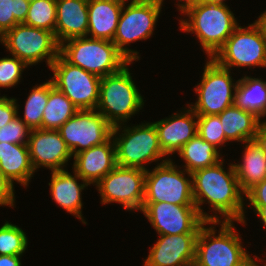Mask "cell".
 <instances>
[{"label": "cell", "mask_w": 266, "mask_h": 266, "mask_svg": "<svg viewBox=\"0 0 266 266\" xmlns=\"http://www.w3.org/2000/svg\"><path fill=\"white\" fill-rule=\"evenodd\" d=\"M228 162L222 158L213 166L191 173L194 203L205 221H235L245 226L248 220L245 193L240 188L233 162Z\"/></svg>", "instance_id": "obj_1"}, {"label": "cell", "mask_w": 266, "mask_h": 266, "mask_svg": "<svg viewBox=\"0 0 266 266\" xmlns=\"http://www.w3.org/2000/svg\"><path fill=\"white\" fill-rule=\"evenodd\" d=\"M233 12L226 3L202 1L180 15L179 31L193 34L207 58H213L240 24Z\"/></svg>", "instance_id": "obj_2"}, {"label": "cell", "mask_w": 266, "mask_h": 266, "mask_svg": "<svg viewBox=\"0 0 266 266\" xmlns=\"http://www.w3.org/2000/svg\"><path fill=\"white\" fill-rule=\"evenodd\" d=\"M235 221H206L196 239L197 266H250L252 253L244 247ZM217 227L218 230H217Z\"/></svg>", "instance_id": "obj_3"}, {"label": "cell", "mask_w": 266, "mask_h": 266, "mask_svg": "<svg viewBox=\"0 0 266 266\" xmlns=\"http://www.w3.org/2000/svg\"><path fill=\"white\" fill-rule=\"evenodd\" d=\"M111 136L115 144L117 166L148 170L152 163L158 165L170 159L160 147L158 133L152 122L144 120L131 126L129 123L116 125L112 128Z\"/></svg>", "instance_id": "obj_4"}, {"label": "cell", "mask_w": 266, "mask_h": 266, "mask_svg": "<svg viewBox=\"0 0 266 266\" xmlns=\"http://www.w3.org/2000/svg\"><path fill=\"white\" fill-rule=\"evenodd\" d=\"M129 62L119 72L101 77L96 110L114 127L139 114L146 100L137 87ZM141 110V111H140Z\"/></svg>", "instance_id": "obj_5"}, {"label": "cell", "mask_w": 266, "mask_h": 266, "mask_svg": "<svg viewBox=\"0 0 266 266\" xmlns=\"http://www.w3.org/2000/svg\"><path fill=\"white\" fill-rule=\"evenodd\" d=\"M162 8L164 7L156 0L124 2L112 42L128 62L134 63L140 60V53L130 48V45L135 42H145L153 37Z\"/></svg>", "instance_id": "obj_6"}, {"label": "cell", "mask_w": 266, "mask_h": 266, "mask_svg": "<svg viewBox=\"0 0 266 266\" xmlns=\"http://www.w3.org/2000/svg\"><path fill=\"white\" fill-rule=\"evenodd\" d=\"M59 54L70 64L99 77L117 73L129 63L112 41L87 36L61 43Z\"/></svg>", "instance_id": "obj_7"}, {"label": "cell", "mask_w": 266, "mask_h": 266, "mask_svg": "<svg viewBox=\"0 0 266 266\" xmlns=\"http://www.w3.org/2000/svg\"><path fill=\"white\" fill-rule=\"evenodd\" d=\"M200 83L193 87L195 102L187 105L197 115H219L234 105L239 79H234L231 70L220 66L213 58H206Z\"/></svg>", "instance_id": "obj_8"}, {"label": "cell", "mask_w": 266, "mask_h": 266, "mask_svg": "<svg viewBox=\"0 0 266 266\" xmlns=\"http://www.w3.org/2000/svg\"><path fill=\"white\" fill-rule=\"evenodd\" d=\"M5 52L14 55L31 68L42 63L50 68L59 55L60 45L55 35L47 30L18 23L0 37Z\"/></svg>", "instance_id": "obj_9"}, {"label": "cell", "mask_w": 266, "mask_h": 266, "mask_svg": "<svg viewBox=\"0 0 266 266\" xmlns=\"http://www.w3.org/2000/svg\"><path fill=\"white\" fill-rule=\"evenodd\" d=\"M213 59L231 71L266 68V39L255 22L238 25Z\"/></svg>", "instance_id": "obj_10"}, {"label": "cell", "mask_w": 266, "mask_h": 266, "mask_svg": "<svg viewBox=\"0 0 266 266\" xmlns=\"http://www.w3.org/2000/svg\"><path fill=\"white\" fill-rule=\"evenodd\" d=\"M175 159L146 170L143 202H167L176 205H195L192 176ZM187 175V176H186Z\"/></svg>", "instance_id": "obj_11"}, {"label": "cell", "mask_w": 266, "mask_h": 266, "mask_svg": "<svg viewBox=\"0 0 266 266\" xmlns=\"http://www.w3.org/2000/svg\"><path fill=\"white\" fill-rule=\"evenodd\" d=\"M145 177L146 170L116 166L94 185L101 205L117 203L125 211H141L145 196Z\"/></svg>", "instance_id": "obj_12"}, {"label": "cell", "mask_w": 266, "mask_h": 266, "mask_svg": "<svg viewBox=\"0 0 266 266\" xmlns=\"http://www.w3.org/2000/svg\"><path fill=\"white\" fill-rule=\"evenodd\" d=\"M53 86L79 109H96L101 77L67 62L60 54L48 69Z\"/></svg>", "instance_id": "obj_13"}, {"label": "cell", "mask_w": 266, "mask_h": 266, "mask_svg": "<svg viewBox=\"0 0 266 266\" xmlns=\"http://www.w3.org/2000/svg\"><path fill=\"white\" fill-rule=\"evenodd\" d=\"M113 126L96 109L78 110L59 129L72 155L106 142Z\"/></svg>", "instance_id": "obj_14"}, {"label": "cell", "mask_w": 266, "mask_h": 266, "mask_svg": "<svg viewBox=\"0 0 266 266\" xmlns=\"http://www.w3.org/2000/svg\"><path fill=\"white\" fill-rule=\"evenodd\" d=\"M140 212L158 235L198 233L206 222L195 205L143 202Z\"/></svg>", "instance_id": "obj_15"}, {"label": "cell", "mask_w": 266, "mask_h": 266, "mask_svg": "<svg viewBox=\"0 0 266 266\" xmlns=\"http://www.w3.org/2000/svg\"><path fill=\"white\" fill-rule=\"evenodd\" d=\"M28 148L32 167L36 172L43 167L52 171L66 170L73 155L58 130H31Z\"/></svg>", "instance_id": "obj_16"}, {"label": "cell", "mask_w": 266, "mask_h": 266, "mask_svg": "<svg viewBox=\"0 0 266 266\" xmlns=\"http://www.w3.org/2000/svg\"><path fill=\"white\" fill-rule=\"evenodd\" d=\"M198 233L158 235L142 266H187L195 262Z\"/></svg>", "instance_id": "obj_17"}, {"label": "cell", "mask_w": 266, "mask_h": 266, "mask_svg": "<svg viewBox=\"0 0 266 266\" xmlns=\"http://www.w3.org/2000/svg\"><path fill=\"white\" fill-rule=\"evenodd\" d=\"M152 123L157 130L160 147L170 159L197 135V114L187 104L171 116Z\"/></svg>", "instance_id": "obj_18"}, {"label": "cell", "mask_w": 266, "mask_h": 266, "mask_svg": "<svg viewBox=\"0 0 266 266\" xmlns=\"http://www.w3.org/2000/svg\"><path fill=\"white\" fill-rule=\"evenodd\" d=\"M71 173L68 169L52 171L48 183L50 187L49 194L57 206L61 207L60 209H64L66 213L73 215L84 225H87L88 223L82 212L84 205L82 193L91 185L73 170Z\"/></svg>", "instance_id": "obj_19"}, {"label": "cell", "mask_w": 266, "mask_h": 266, "mask_svg": "<svg viewBox=\"0 0 266 266\" xmlns=\"http://www.w3.org/2000/svg\"><path fill=\"white\" fill-rule=\"evenodd\" d=\"M72 169L90 185H96L116 166L115 144L112 136L103 144L93 146L73 156Z\"/></svg>", "instance_id": "obj_20"}, {"label": "cell", "mask_w": 266, "mask_h": 266, "mask_svg": "<svg viewBox=\"0 0 266 266\" xmlns=\"http://www.w3.org/2000/svg\"><path fill=\"white\" fill-rule=\"evenodd\" d=\"M88 0H56L55 38L59 45L69 39L86 37Z\"/></svg>", "instance_id": "obj_21"}, {"label": "cell", "mask_w": 266, "mask_h": 266, "mask_svg": "<svg viewBox=\"0 0 266 266\" xmlns=\"http://www.w3.org/2000/svg\"><path fill=\"white\" fill-rule=\"evenodd\" d=\"M126 0H88L87 37L113 41Z\"/></svg>", "instance_id": "obj_22"}, {"label": "cell", "mask_w": 266, "mask_h": 266, "mask_svg": "<svg viewBox=\"0 0 266 266\" xmlns=\"http://www.w3.org/2000/svg\"><path fill=\"white\" fill-rule=\"evenodd\" d=\"M0 169L13 186L19 184L25 189L29 187L35 171L30 161L28 144L0 142Z\"/></svg>", "instance_id": "obj_23"}, {"label": "cell", "mask_w": 266, "mask_h": 266, "mask_svg": "<svg viewBox=\"0 0 266 266\" xmlns=\"http://www.w3.org/2000/svg\"><path fill=\"white\" fill-rule=\"evenodd\" d=\"M241 145L244 147L243 155L237 163L233 160V164L240 188L246 193L266 178V155L254 140Z\"/></svg>", "instance_id": "obj_24"}, {"label": "cell", "mask_w": 266, "mask_h": 266, "mask_svg": "<svg viewBox=\"0 0 266 266\" xmlns=\"http://www.w3.org/2000/svg\"><path fill=\"white\" fill-rule=\"evenodd\" d=\"M226 139L243 144L251 141L256 135L257 128L262 120L253 112L237 107L235 104L226 108L219 115Z\"/></svg>", "instance_id": "obj_25"}, {"label": "cell", "mask_w": 266, "mask_h": 266, "mask_svg": "<svg viewBox=\"0 0 266 266\" xmlns=\"http://www.w3.org/2000/svg\"><path fill=\"white\" fill-rule=\"evenodd\" d=\"M244 73L237 84L234 104L266 121V80Z\"/></svg>", "instance_id": "obj_26"}, {"label": "cell", "mask_w": 266, "mask_h": 266, "mask_svg": "<svg viewBox=\"0 0 266 266\" xmlns=\"http://www.w3.org/2000/svg\"><path fill=\"white\" fill-rule=\"evenodd\" d=\"M212 144L203 140L198 134L190 139L175 155L181 158L182 164L178 165L187 172L192 173L198 169L215 165L224 156ZM184 164V165H183Z\"/></svg>", "instance_id": "obj_27"}, {"label": "cell", "mask_w": 266, "mask_h": 266, "mask_svg": "<svg viewBox=\"0 0 266 266\" xmlns=\"http://www.w3.org/2000/svg\"><path fill=\"white\" fill-rule=\"evenodd\" d=\"M79 109L48 79V101L42 117V129L58 130Z\"/></svg>", "instance_id": "obj_28"}, {"label": "cell", "mask_w": 266, "mask_h": 266, "mask_svg": "<svg viewBox=\"0 0 266 266\" xmlns=\"http://www.w3.org/2000/svg\"><path fill=\"white\" fill-rule=\"evenodd\" d=\"M24 102V111L20 115V105L18 99L13 97L17 106L18 117L31 129H40L45 106L48 101V80L35 84L27 94Z\"/></svg>", "instance_id": "obj_29"}, {"label": "cell", "mask_w": 266, "mask_h": 266, "mask_svg": "<svg viewBox=\"0 0 266 266\" xmlns=\"http://www.w3.org/2000/svg\"><path fill=\"white\" fill-rule=\"evenodd\" d=\"M24 24L50 31L55 35L56 0L30 1Z\"/></svg>", "instance_id": "obj_30"}, {"label": "cell", "mask_w": 266, "mask_h": 266, "mask_svg": "<svg viewBox=\"0 0 266 266\" xmlns=\"http://www.w3.org/2000/svg\"><path fill=\"white\" fill-rule=\"evenodd\" d=\"M20 226L4 221L0 226V255H24L29 245V238Z\"/></svg>", "instance_id": "obj_31"}, {"label": "cell", "mask_w": 266, "mask_h": 266, "mask_svg": "<svg viewBox=\"0 0 266 266\" xmlns=\"http://www.w3.org/2000/svg\"><path fill=\"white\" fill-rule=\"evenodd\" d=\"M28 0H0V37L18 23H24L28 13Z\"/></svg>", "instance_id": "obj_32"}, {"label": "cell", "mask_w": 266, "mask_h": 266, "mask_svg": "<svg viewBox=\"0 0 266 266\" xmlns=\"http://www.w3.org/2000/svg\"><path fill=\"white\" fill-rule=\"evenodd\" d=\"M197 134L220 152L229 145L218 115H197Z\"/></svg>", "instance_id": "obj_33"}, {"label": "cell", "mask_w": 266, "mask_h": 266, "mask_svg": "<svg viewBox=\"0 0 266 266\" xmlns=\"http://www.w3.org/2000/svg\"><path fill=\"white\" fill-rule=\"evenodd\" d=\"M26 68L30 67L14 55L0 57V88L8 90L17 87L24 79L22 76Z\"/></svg>", "instance_id": "obj_34"}, {"label": "cell", "mask_w": 266, "mask_h": 266, "mask_svg": "<svg viewBox=\"0 0 266 266\" xmlns=\"http://www.w3.org/2000/svg\"><path fill=\"white\" fill-rule=\"evenodd\" d=\"M31 129L18 117L0 128V142L28 144Z\"/></svg>", "instance_id": "obj_35"}, {"label": "cell", "mask_w": 266, "mask_h": 266, "mask_svg": "<svg viewBox=\"0 0 266 266\" xmlns=\"http://www.w3.org/2000/svg\"><path fill=\"white\" fill-rule=\"evenodd\" d=\"M15 187L5 177L0 169V207H11L12 209L16 206V195Z\"/></svg>", "instance_id": "obj_36"}, {"label": "cell", "mask_w": 266, "mask_h": 266, "mask_svg": "<svg viewBox=\"0 0 266 266\" xmlns=\"http://www.w3.org/2000/svg\"><path fill=\"white\" fill-rule=\"evenodd\" d=\"M17 116V106L13 97L7 94L0 96V128Z\"/></svg>", "instance_id": "obj_37"}, {"label": "cell", "mask_w": 266, "mask_h": 266, "mask_svg": "<svg viewBox=\"0 0 266 266\" xmlns=\"http://www.w3.org/2000/svg\"><path fill=\"white\" fill-rule=\"evenodd\" d=\"M245 204L247 206H266V178L245 193Z\"/></svg>", "instance_id": "obj_38"}, {"label": "cell", "mask_w": 266, "mask_h": 266, "mask_svg": "<svg viewBox=\"0 0 266 266\" xmlns=\"http://www.w3.org/2000/svg\"><path fill=\"white\" fill-rule=\"evenodd\" d=\"M266 155V121H262L256 131V135L253 139Z\"/></svg>", "instance_id": "obj_39"}, {"label": "cell", "mask_w": 266, "mask_h": 266, "mask_svg": "<svg viewBox=\"0 0 266 266\" xmlns=\"http://www.w3.org/2000/svg\"><path fill=\"white\" fill-rule=\"evenodd\" d=\"M156 1L162 6L165 4L164 2L165 0H156ZM200 2H202V0H176L174 5L176 6L175 8H177L176 10H178V12H180L179 14L181 15L186 9Z\"/></svg>", "instance_id": "obj_40"}, {"label": "cell", "mask_w": 266, "mask_h": 266, "mask_svg": "<svg viewBox=\"0 0 266 266\" xmlns=\"http://www.w3.org/2000/svg\"><path fill=\"white\" fill-rule=\"evenodd\" d=\"M24 255H0V266H22Z\"/></svg>", "instance_id": "obj_41"}, {"label": "cell", "mask_w": 266, "mask_h": 266, "mask_svg": "<svg viewBox=\"0 0 266 266\" xmlns=\"http://www.w3.org/2000/svg\"><path fill=\"white\" fill-rule=\"evenodd\" d=\"M253 209V213L255 216L259 218V222L262 223V227L265 229L266 232V206H246L245 213H247L246 209Z\"/></svg>", "instance_id": "obj_42"}, {"label": "cell", "mask_w": 266, "mask_h": 266, "mask_svg": "<svg viewBox=\"0 0 266 266\" xmlns=\"http://www.w3.org/2000/svg\"><path fill=\"white\" fill-rule=\"evenodd\" d=\"M263 13L261 12L257 19L254 21L260 28L263 37L266 39V9Z\"/></svg>", "instance_id": "obj_43"}, {"label": "cell", "mask_w": 266, "mask_h": 266, "mask_svg": "<svg viewBox=\"0 0 266 266\" xmlns=\"http://www.w3.org/2000/svg\"><path fill=\"white\" fill-rule=\"evenodd\" d=\"M263 255H266L263 254ZM250 266H266V260L263 258H259L258 254L256 255L254 253V255L252 256V260H251V265Z\"/></svg>", "instance_id": "obj_44"}, {"label": "cell", "mask_w": 266, "mask_h": 266, "mask_svg": "<svg viewBox=\"0 0 266 266\" xmlns=\"http://www.w3.org/2000/svg\"><path fill=\"white\" fill-rule=\"evenodd\" d=\"M204 2H216V3H225L227 0H202Z\"/></svg>", "instance_id": "obj_45"}, {"label": "cell", "mask_w": 266, "mask_h": 266, "mask_svg": "<svg viewBox=\"0 0 266 266\" xmlns=\"http://www.w3.org/2000/svg\"><path fill=\"white\" fill-rule=\"evenodd\" d=\"M187 266H197L195 263L188 264Z\"/></svg>", "instance_id": "obj_46"}]
</instances>
